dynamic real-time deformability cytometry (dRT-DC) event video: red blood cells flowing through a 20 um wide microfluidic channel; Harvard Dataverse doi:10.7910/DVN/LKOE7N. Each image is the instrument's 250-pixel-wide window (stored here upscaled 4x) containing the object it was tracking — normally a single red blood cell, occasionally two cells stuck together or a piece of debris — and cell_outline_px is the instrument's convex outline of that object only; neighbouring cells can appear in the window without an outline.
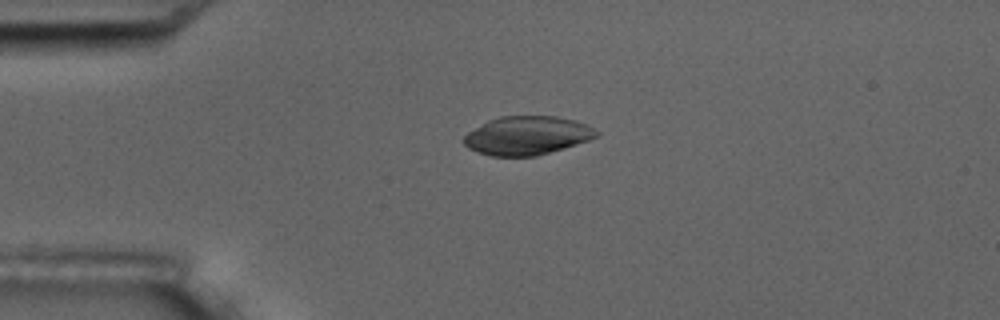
{"species": "common noctule bat (a hibernating species)", "species_latin": "Nyctalus noctula", "temperature_condition": "room temperature", "stored_images_in_passage": 3, "camera_frame_rate_fps": 3000, "um_per_image_px": 0.085, "animal": {"sex": "male", "body_mass_g": 17.5, "forearm_length_mm": 52.3}, "frame": {"image": 1, "passage_image": 3, "time_ms": 3.0, "image_size_px": [1000, 320], "cell_outline_px": [[600, 132], [596, 136], [588, 140], [564, 148], [536, 156], [492, 156], [468, 148], [464, 144], [464, 136], [468, 132], [488, 120], [500, 116], [556, 116], [576, 120], [588, 124]], "centroid_in_image_um": [44.82, 11.51], "position_along_channel_um": 40.2, "area_um2": 29.77}}